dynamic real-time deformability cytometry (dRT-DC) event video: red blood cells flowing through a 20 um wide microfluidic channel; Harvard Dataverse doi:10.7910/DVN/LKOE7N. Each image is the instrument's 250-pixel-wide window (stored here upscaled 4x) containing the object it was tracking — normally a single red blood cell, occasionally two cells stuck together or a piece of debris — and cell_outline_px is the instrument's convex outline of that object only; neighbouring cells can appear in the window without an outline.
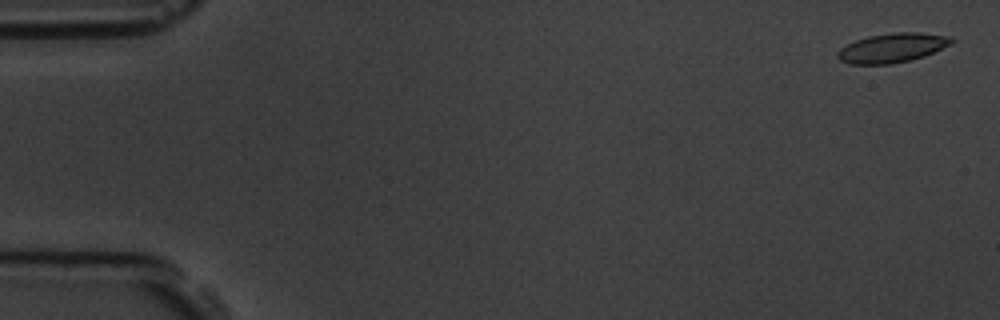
{"species": "common noctule bat (a hibernating species)", "species_latin": "Nyctalus noctula", "temperature_condition": "room temperature", "stored_images_in_passage": 3, "camera_frame_rate_fps": 3000, "um_per_image_px": 0.085, "animal": {"sex": "male", "body_mass_g": 19.5, "forearm_length_mm": 54.6}, "frame": {"image": 1, "passage_image": 1, "time_ms": 0.0, "image_size_px": [1000, 320], "cell_outline_px": [[956, 40], [952, 44], [924, 56], [908, 60], [888, 64], [848, 64], [840, 60], [836, 56], [836, 52], [840, 48], [856, 40], [868, 36], [892, 32], [916, 32], [952, 36]], "centroid_in_image_um": [75.85, 4.06], "position_along_channel_um": 9.2, "area_um2": 19.54}}